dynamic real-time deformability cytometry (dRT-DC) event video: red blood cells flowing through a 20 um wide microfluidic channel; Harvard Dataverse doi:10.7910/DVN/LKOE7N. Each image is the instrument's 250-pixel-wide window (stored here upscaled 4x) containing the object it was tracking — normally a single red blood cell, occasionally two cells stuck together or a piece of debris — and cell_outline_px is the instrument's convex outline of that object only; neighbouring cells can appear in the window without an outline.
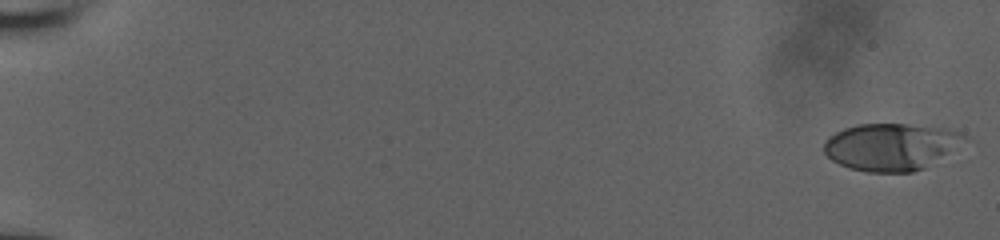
{"species": "human", "species_latin": "Homo sapiens", "temperature_condition": "room temperature", "stored_images_in_passage": 48, "camera_frame_rate_fps": 3000, "um_per_image_px": 0.085, "donor": {"sex": "male"}, "frame": {"image": 1, "passage_image": 1, "time_ms": 0.0, "image_size_px": [1000, 240], "cell_outline_px": [[968, 136], [924, 168], [912, 172], [868, 172], [848, 168], [832, 160], [824, 152], [824, 140], [828, 136], [844, 128], [856, 124], [908, 124], [944, 128], [960, 132]], "centroid_in_image_um": [75.63, 12.46], "position_along_channel_um": 9.4, "area_um2": 37.97}}
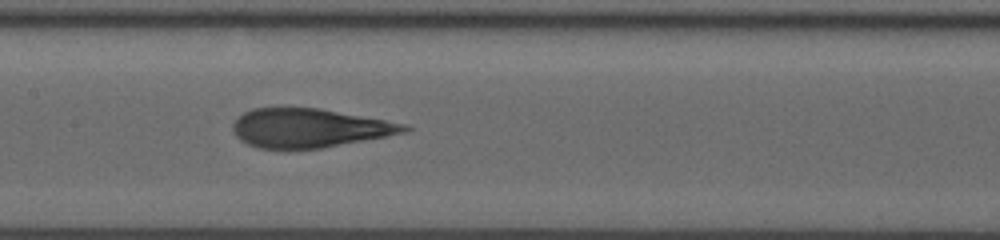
{"frame": {"image": 2, "passage_image": 29, "time_ms": 10.0, "image_size_px": [1000, 240], "cell_outline_px": [[412, 128], [408, 132], [388, 136], [320, 148], [260, 148], [248, 144], [240, 140], [236, 136], [232, 128], [232, 124], [244, 112], [252, 108], [320, 108], [408, 124]], "centroid_in_image_um": [26.33, 10.87], "position_along_channel_um": 181.1, "area_um2": 38.67}}
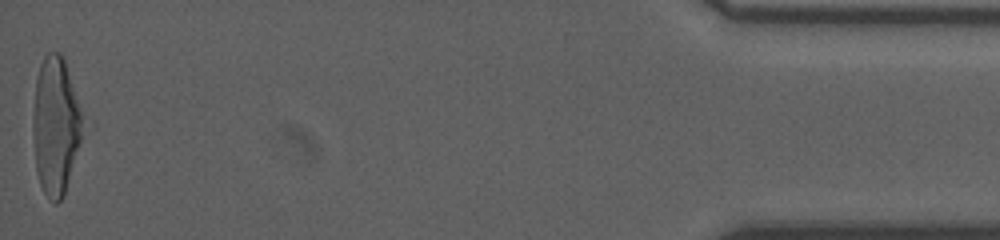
{"frame": {"image": 3, "passage_image": 48, "time_ms": 18.667, "image_size_px": [1000, 240], "cell_outline_px": [[96, 124], [64, 196], [56, 204], [44, 192], [40, 184], [36, 168], [32, 132], [32, 124], [36, 76], [40, 64], [44, 56], [48, 52], [60, 52]], "centroid_in_image_um": [4.98, 10.69], "position_along_channel_um": 430.2, "area_um2": 44.97}, "authors_computed_cell_mechanics": {"area_um2": 38.6104, "velocity_mm_per_s": 3.8405, "shape_relaxation_time_tau1_ms": 8.4993, "shape_relaxation_time_tau2_ms": 0.9881, "deformation_change_tau1": 0.3049, "deformation_change_tau2": 0.0997}}